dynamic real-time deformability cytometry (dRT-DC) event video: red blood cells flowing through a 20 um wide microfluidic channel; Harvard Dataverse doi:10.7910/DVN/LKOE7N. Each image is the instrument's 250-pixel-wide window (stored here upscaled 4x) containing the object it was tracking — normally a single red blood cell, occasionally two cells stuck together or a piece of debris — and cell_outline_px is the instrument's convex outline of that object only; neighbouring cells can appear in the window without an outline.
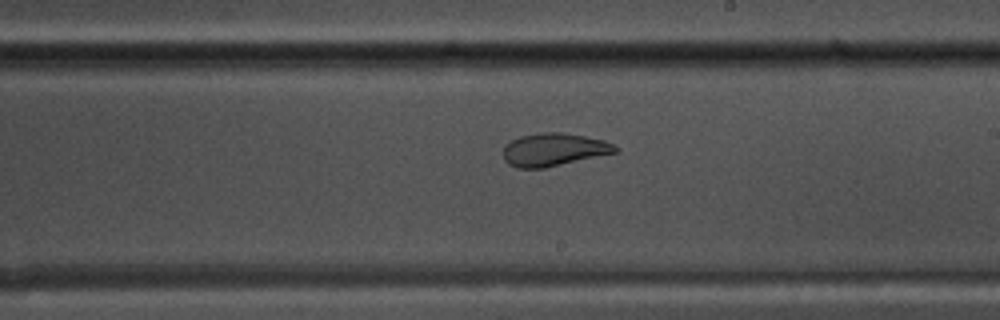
{"species": "common noctule bat (a hibernating species)", "species_latin": "Nyctalus noctula", "temperature_condition": "warm", "stored_images_in_passage": 53, "camera_frame_rate_fps": 3000, "um_per_image_px": 0.085, "animal": {"sex": "male", "body_mass_g": 17.5, "forearm_length_mm": 52.3}, "frame": {"image": 1, "passage_image": 31, "time_ms": 10.0, "image_size_px": [1000, 320], "cell_outline_px": [[620, 148], [616, 152], [544, 168], [516, 168], [508, 164], [504, 160], [504, 148], [512, 140], [520, 136], [540, 132], [564, 132], [604, 140]], "centroid_in_image_um": [47.06, 12.71], "position_along_channel_um": 241.9, "area_um2": 21.33}}
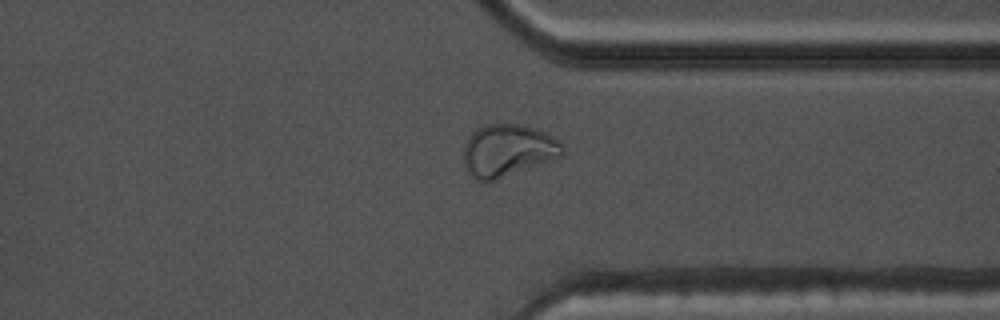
{"frame": {"image": 2, "passage_image": 41, "time_ms": 13.333, "image_size_px": [1000, 320], "cell_outline_px": [[564, 152], [560, 156], [492, 180], [480, 180], [468, 168], [464, 160], [464, 148], [472, 132], [476, 128], [484, 124], [520, 124], [536, 128], [560, 140], [564, 144]], "centroid_in_image_um": [43.2, 12.71], "position_along_channel_um": 368.2, "area_um2": 29.13}}
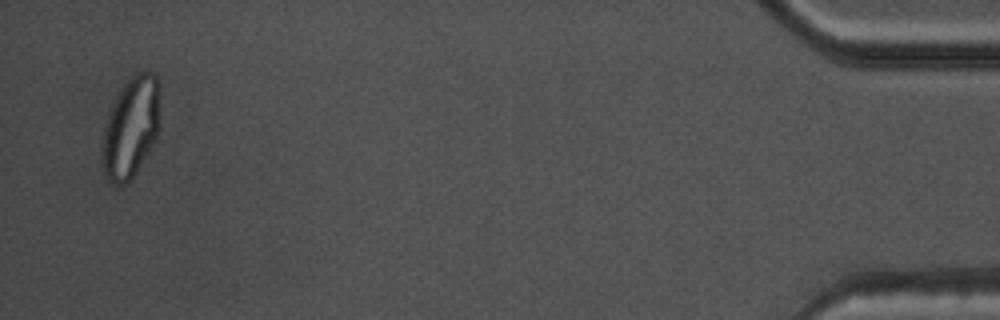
{"frame": {"image": 3, "passage_image": 52, "time_ms": 17.0, "image_size_px": [1000, 320], "cell_outline_px": [[160, 124], [156, 136], [152, 144], [132, 176], [124, 184], [112, 184], [108, 180], [100, 164], [100, 148], [104, 128], [108, 112], [116, 96], [124, 84], [136, 72], [152, 72], [156, 76], [160, 84]], "centroid_in_image_um": [11.1, 10.8], "position_along_channel_um": 424.1, "area_um2": 34.28}, "authors_computed_cell_mechanics": {"area_um2": 26.01, "velocity_mm_per_s": 3.8037, "shape_relaxation_time_tau1_ms": null, "shape_relaxation_time_tau2_ms": 0.9752, "deformation_change_tau1": null, "deformation_change_tau2": 0.0592}}